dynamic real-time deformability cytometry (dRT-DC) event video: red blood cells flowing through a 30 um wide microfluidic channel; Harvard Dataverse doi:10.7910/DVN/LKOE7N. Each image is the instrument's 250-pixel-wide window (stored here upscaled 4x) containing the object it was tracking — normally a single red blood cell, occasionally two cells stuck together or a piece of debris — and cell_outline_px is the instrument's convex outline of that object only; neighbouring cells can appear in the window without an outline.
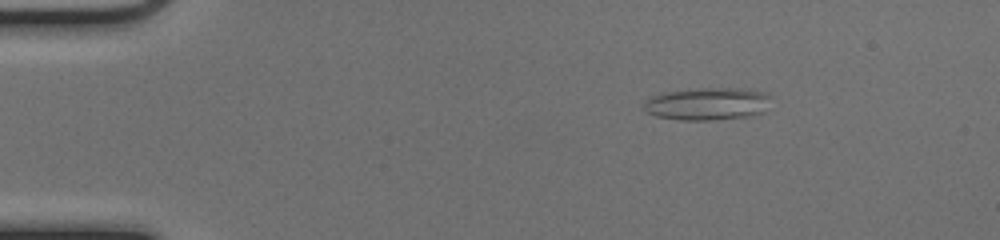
{"species": "common noctule bat (a hibernating species)", "species_latin": "Nyctalus noctula", "temperature_condition": "cold", "stored_images_in_passage": 48, "camera_frame_rate_fps": 3000, "um_per_image_px": 0.085, "animal": {"sex": "female", "body_mass_g": 17.0, "forearm_length_mm": 48.0}, "frame": {"image": 1, "passage_image": 5, "time_ms": 1.333, "image_size_px": [1000, 240], "cell_outline_px": [[772, 96], [764, 112], [748, 116], [712, 120], [680, 120], [656, 116], [644, 112], [640, 108], [652, 96], [664, 92], [700, 88], [736, 88], [764, 92]], "centroid_in_image_um": [60.11, 8.83], "position_along_channel_um": 24.9, "area_um2": 24.22}}
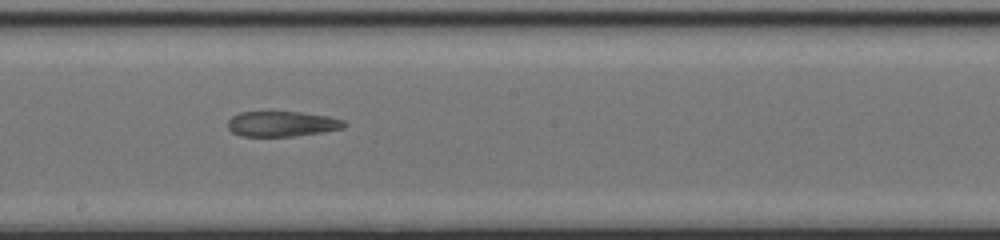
{"frame": {"image": 2, "passage_image": 26, "time_ms": 8.333, "image_size_px": [1000, 240], "cell_outline_px": [[348, 124], [344, 128], [324, 132], [292, 136], [240, 136], [232, 132], [228, 128], [228, 120], [232, 116], [240, 112], [300, 112], [328, 116], [344, 120]], "centroid_in_image_um": [23.99, 10.53], "position_along_channel_um": 224.2, "area_um2": 17.22}}
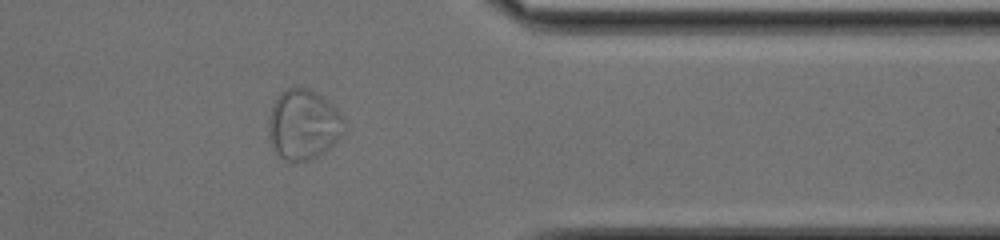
{"frame": {"image": 3, "passage_image": 39, "time_ms": 12.667, "image_size_px": [1000, 240], "cell_outline_px": [[344, 132], [328, 148], [316, 156], [308, 160], [292, 164], [288, 164], [272, 148], [268, 128], [268, 124], [272, 108], [280, 92], [284, 88], [308, 88], [316, 92], [332, 104], [336, 108], [344, 120]], "centroid_in_image_um": [25.77, 10.61], "position_along_channel_um": 385.6, "area_um2": 30.81}}